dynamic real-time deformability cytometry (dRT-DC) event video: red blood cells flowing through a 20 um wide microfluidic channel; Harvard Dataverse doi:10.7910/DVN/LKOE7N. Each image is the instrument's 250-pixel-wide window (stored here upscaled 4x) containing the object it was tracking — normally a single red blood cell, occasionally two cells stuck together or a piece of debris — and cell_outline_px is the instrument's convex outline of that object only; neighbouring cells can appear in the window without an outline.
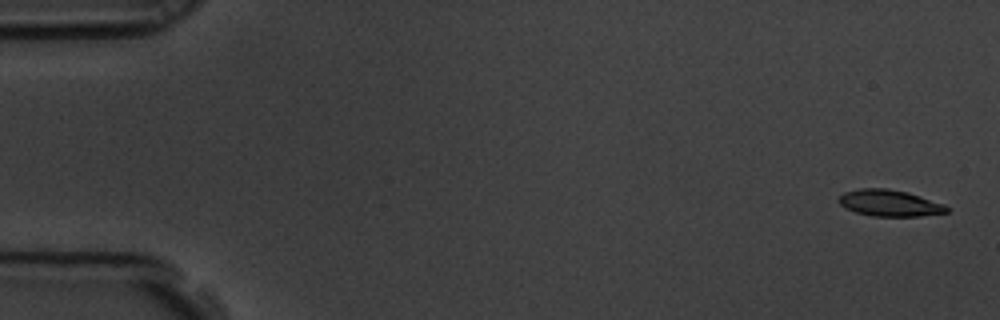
{"species": "common noctule bat (a hibernating species)", "species_latin": "Nyctalus noctula", "temperature_condition": "room temperature", "stored_images_in_passage": 5, "camera_frame_rate_fps": 3000, "um_per_image_px": 0.085, "animal": {"sex": "male", "body_mass_g": 19.5, "forearm_length_mm": 54.6}, "frame": {"image": 1, "passage_image": 1, "time_ms": 0.0, "image_size_px": [1000, 320], "cell_outline_px": [[948, 212], [920, 216], [872, 216], [856, 212], [844, 208], [836, 200], [844, 192], [860, 188], [888, 188], [908, 192], [944, 204], [948, 208]], "centroid_in_image_um": [75.58, 17.25], "position_along_channel_um": 9.4, "area_um2": 16.7}}